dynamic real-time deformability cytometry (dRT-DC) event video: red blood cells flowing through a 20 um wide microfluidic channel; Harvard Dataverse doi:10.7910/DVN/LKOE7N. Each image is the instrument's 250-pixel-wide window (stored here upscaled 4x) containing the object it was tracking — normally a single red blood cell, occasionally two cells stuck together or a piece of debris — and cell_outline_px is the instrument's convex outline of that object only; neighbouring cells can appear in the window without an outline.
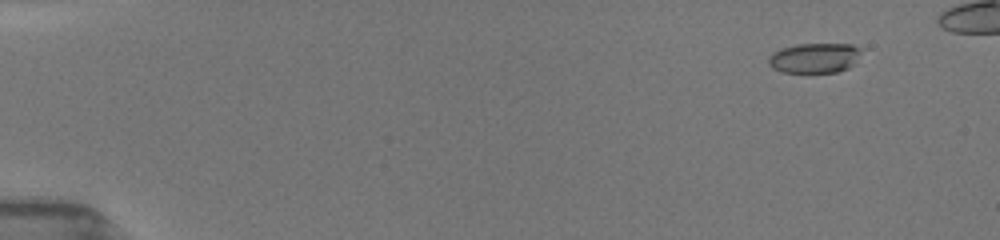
{"species": "common noctule bat (a hibernating species)", "species_latin": "Nyctalus noctula", "temperature_condition": "room temperature", "stored_images_in_passage": 39, "camera_frame_rate_fps": 3000, "um_per_image_px": 0.085, "animal": {"sex": "female", "body_mass_g": 19.5, "forearm_length_mm": 54.1}, "frame": {"image": 1, "passage_image": 5, "time_ms": 1.667, "image_size_px": [1000, 240], "cell_outline_px": [[864, 48], [852, 64], [848, 68], [836, 72], [780, 72], [772, 68], [768, 64], [768, 56], [772, 52], [780, 48], [796, 44], [852, 44]], "centroid_in_image_um": [69.2, 4.91], "position_along_channel_um": 15.8, "area_um2": 16.36}}
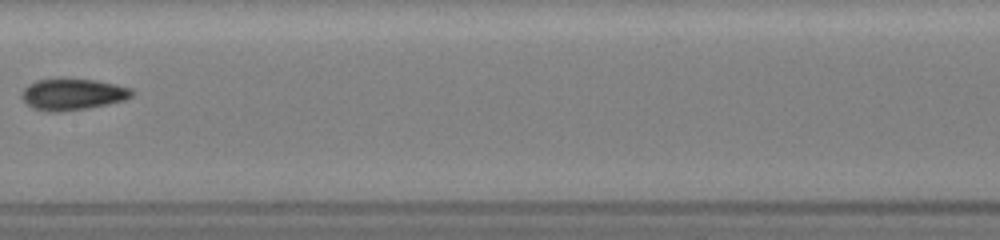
{"frame": {"image": 2, "passage_image": 23, "time_ms": 9.667, "image_size_px": [1000, 240], "cell_outline_px": [[136, 92], [132, 96], [124, 100], [108, 104], [88, 108], [60, 112], [48, 112], [32, 108], [20, 96], [20, 92], [28, 84], [36, 80], [60, 76], [96, 80], [116, 84], [132, 88]], "centroid_in_image_um": [6.16, 7.98], "position_along_channel_um": 201.2, "area_um2": 20.98}}
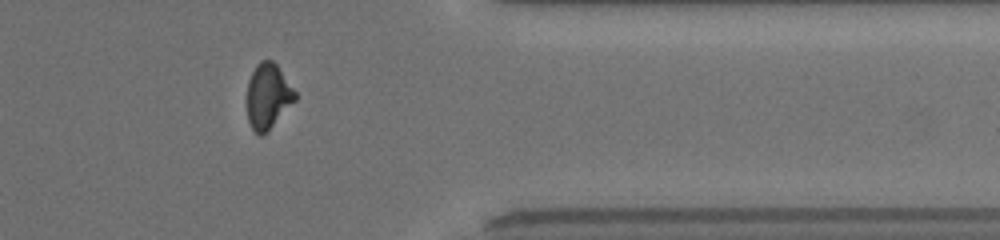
{"frame": {"image": 3, "passage_image": 35, "time_ms": 14.667, "image_size_px": [1000, 240], "cell_outline_px": [[296, 100], [260, 136], [252, 128], [248, 120], [248, 80], [256, 64], [260, 60], [272, 60], [276, 64], [296, 92]], "centroid_in_image_um": [22.77, 8.12], "position_along_channel_um": 388.6, "area_um2": 17.69}}